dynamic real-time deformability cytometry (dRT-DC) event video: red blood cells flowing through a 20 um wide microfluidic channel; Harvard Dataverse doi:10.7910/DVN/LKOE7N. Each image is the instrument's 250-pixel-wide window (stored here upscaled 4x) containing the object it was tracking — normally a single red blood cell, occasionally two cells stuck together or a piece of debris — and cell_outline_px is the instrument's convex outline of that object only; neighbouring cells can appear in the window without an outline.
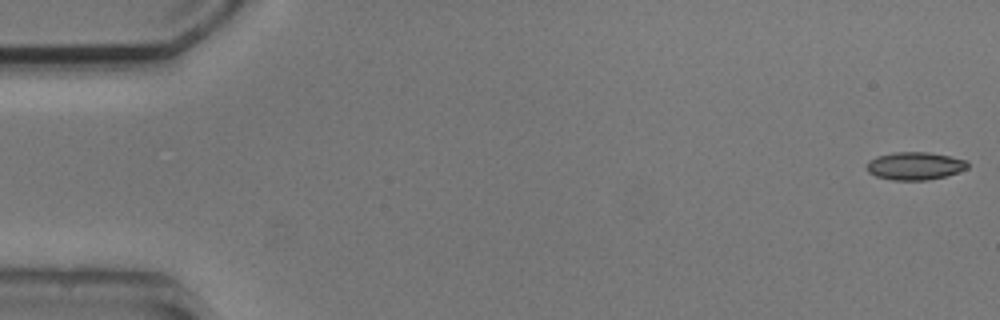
{"species": "common noctule bat (a hibernating species)", "species_latin": "Nyctalus noctula", "temperature_condition": "cold", "stored_images_in_passage": 53, "camera_frame_rate_fps": 3000, "um_per_image_px": 0.085, "animal": {"sex": "male", "body_mass_g": 20.5, "forearm_length_mm": 52.5}, "frame": {"image": 1, "passage_image": 1, "time_ms": 0.0, "image_size_px": [1000, 320], "cell_outline_px": [[968, 168], [944, 176], [928, 180], [892, 180], [876, 176], [868, 172], [868, 160], [876, 156], [896, 152], [928, 152], [968, 160]], "centroid_in_image_um": [77.76, 14.1], "position_along_channel_um": 7.2, "area_um2": 16.24}}
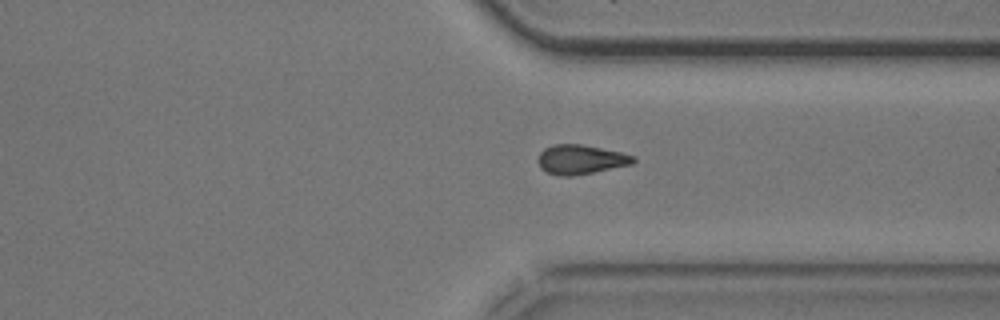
{"frame": {"image": 2, "passage_image": 40, "time_ms": 13.0, "image_size_px": [1000, 320], "cell_outline_px": [[636, 160], [632, 164], [572, 176], [560, 176], [548, 172], [540, 168], [540, 152], [544, 148], [552, 144], [580, 144], [620, 152], [636, 156]], "centroid_in_image_um": [49.37, 13.55], "position_along_channel_um": 362.0, "area_um2": 16.07}}
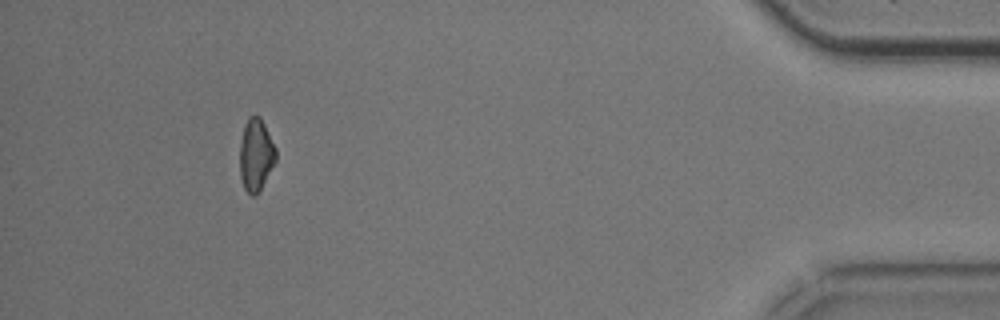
{"frame": {"image": 3, "passage_image": 49, "time_ms": 16.0, "image_size_px": [1000, 320], "cell_outline_px": [[276, 160], [260, 192], [256, 196], [252, 196], [244, 188], [240, 176], [240, 144], [244, 124], [248, 116], [260, 116], [276, 148]], "centroid_in_image_um": [21.75, 13.18], "position_along_channel_um": 413.4, "area_um2": 15.32}}